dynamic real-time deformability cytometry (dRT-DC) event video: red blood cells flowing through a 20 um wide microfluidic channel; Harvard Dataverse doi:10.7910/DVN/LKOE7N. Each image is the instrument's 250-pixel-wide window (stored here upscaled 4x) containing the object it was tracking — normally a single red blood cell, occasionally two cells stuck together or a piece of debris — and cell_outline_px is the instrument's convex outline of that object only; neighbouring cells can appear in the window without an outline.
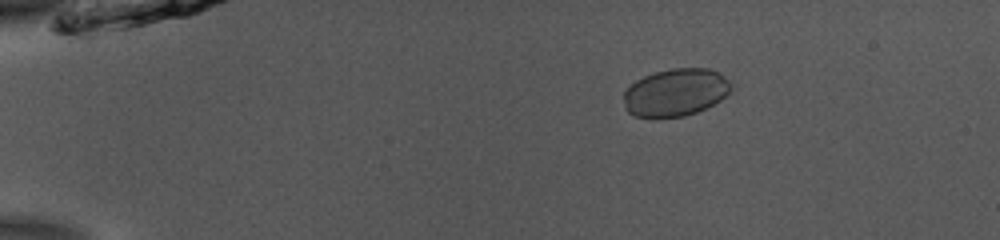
{"species": "common noctule bat (a hibernating species)", "species_latin": "Nyctalus noctula", "temperature_condition": "room temperature", "stored_images_in_passage": 54, "camera_frame_rate_fps": 3000, "um_per_image_px": 0.085, "animal": {"sex": "male", "body_mass_g": 13.0, "forearm_length_mm": 53.1}, "frame": {"image": 1, "passage_image": 11, "time_ms": 3.333, "image_size_px": [1000, 240], "cell_outline_px": [[736, 84], [720, 100], [696, 112], [684, 116], [652, 120], [636, 116], [628, 112], [624, 108], [624, 92], [636, 80], [644, 76], [656, 72], [672, 68], [708, 68], [724, 76]], "centroid_in_image_um": [57.41, 7.88], "position_along_channel_um": 27.6, "area_um2": 30.17}}
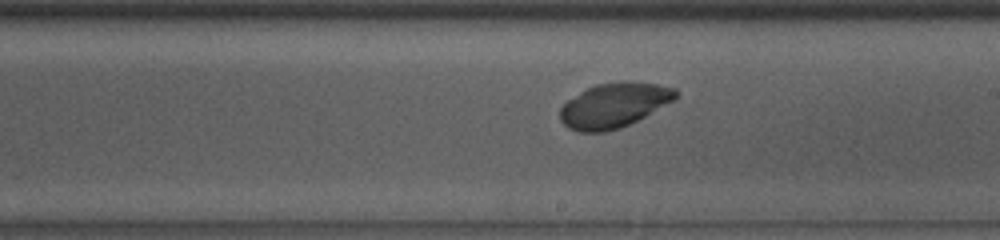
{"frame": {"image": 2, "passage_image": 33, "time_ms": 10.667, "image_size_px": [1000, 240], "cell_outline_px": [[680, 96], [676, 100], [620, 128], [604, 132], [580, 132], [568, 128], [560, 120], [560, 108], [568, 100], [580, 92], [596, 84], [624, 80], [628, 80], [656, 84], [676, 88], [680, 92]], "centroid_in_image_um": [52.23, 8.93], "position_along_channel_um": 236.8, "area_um2": 30.29}}
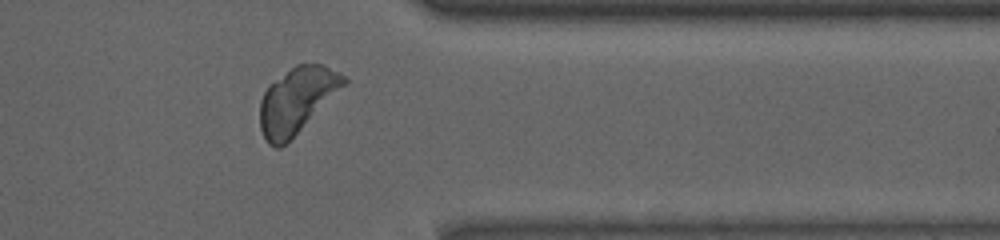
{"frame": {"image": 3, "passage_image": 45, "time_ms": 14.667, "image_size_px": [1000, 240], "cell_outline_px": [[348, 84], [280, 148], [276, 148], [268, 144], [260, 128], [260, 100], [268, 84], [296, 64], [320, 64], [340, 72], [348, 80]], "centroid_in_image_um": [25.23, 8.5], "position_along_channel_um": 386.2, "area_um2": 31.96}}